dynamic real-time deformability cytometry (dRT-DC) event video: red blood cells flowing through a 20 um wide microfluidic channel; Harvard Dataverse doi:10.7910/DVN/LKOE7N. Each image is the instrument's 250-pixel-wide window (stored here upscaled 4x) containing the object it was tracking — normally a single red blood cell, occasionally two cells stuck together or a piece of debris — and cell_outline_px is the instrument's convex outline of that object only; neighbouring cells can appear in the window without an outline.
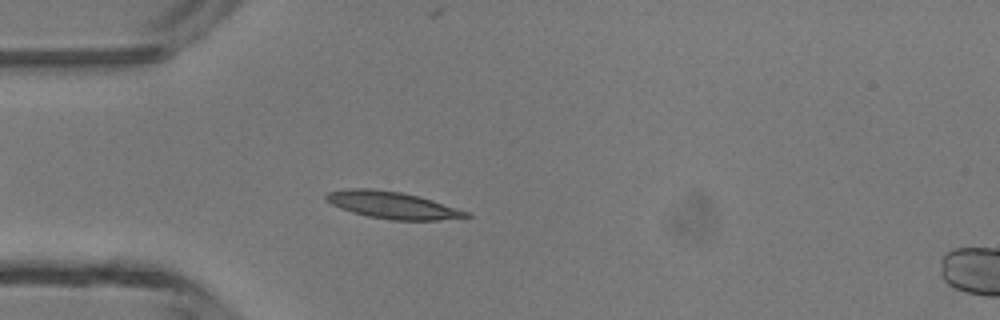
{"species": "common noctule bat (a hibernating species)", "species_latin": "Nyctalus noctula", "temperature_condition": "room temperature", "stored_images_in_passage": 46, "camera_frame_rate_fps": 3000, "um_per_image_px": 0.085, "animal": {"sex": "male", "body_mass_g": 13.3}, "frame": {"image": 1, "passage_image": 12, "time_ms": 3.667, "image_size_px": [1000, 320], "cell_outline_px": [[472, 216], [436, 220], [392, 220], [368, 216], [352, 212], [340, 208], [324, 200], [324, 196], [328, 192], [348, 188], [372, 188], [400, 192], [420, 196], [472, 212]], "centroid_in_image_um": [33.37, 17.42], "position_along_channel_um": 51.6, "area_um2": 22.2}}
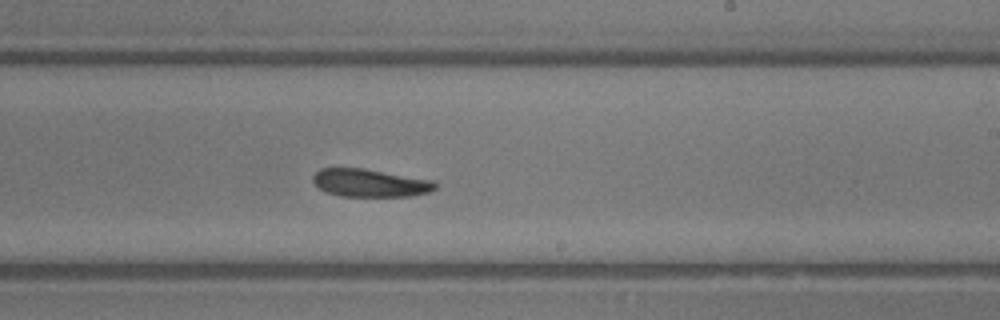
{"frame": {"image": 2, "passage_image": 27, "time_ms": 8.667, "image_size_px": [1000, 320], "cell_outline_px": [[436, 188], [428, 192], [412, 196], [340, 196], [328, 192], [320, 188], [312, 180], [312, 176], [320, 168], [364, 168], [432, 180], [436, 184]], "centroid_in_image_um": [31.44, 15.54], "position_along_channel_um": 257.6, "area_um2": 19.71}}
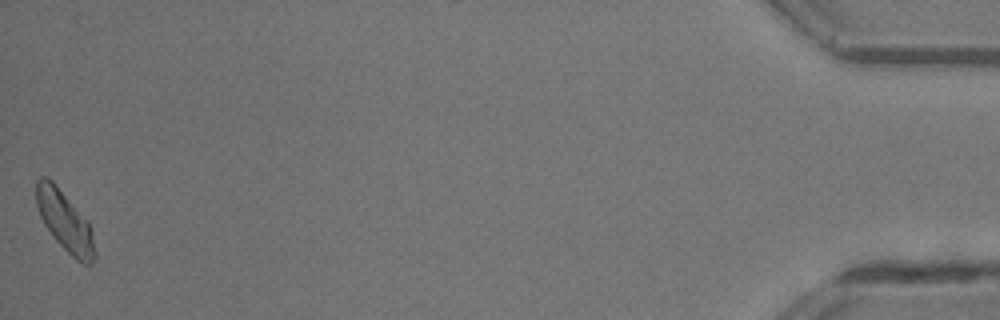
{"frame": {"image": 3, "passage_image": 46, "time_ms": 15.0, "image_size_px": [1000, 320], "cell_outline_px": [[96, 256], [92, 264], [84, 264], [76, 260], [56, 240], [44, 224], [40, 216], [36, 204], [36, 180], [40, 176], [48, 176], [52, 180], [88, 220], [92, 228], [96, 252]], "centroid_in_image_um": [5.53, 18.8], "position_along_channel_um": 429.7, "area_um2": 20.69}, "authors_computed_cell_mechanics": {"area_um2": 20.4034, "velocity_mm_per_s": 4.3227, "shape_relaxation_time_tau1_ms": 4.2346, "shape_relaxation_time_tau2_ms": null, "deformation_change_tau1": 0.1296, "deformation_change_tau2": null}}